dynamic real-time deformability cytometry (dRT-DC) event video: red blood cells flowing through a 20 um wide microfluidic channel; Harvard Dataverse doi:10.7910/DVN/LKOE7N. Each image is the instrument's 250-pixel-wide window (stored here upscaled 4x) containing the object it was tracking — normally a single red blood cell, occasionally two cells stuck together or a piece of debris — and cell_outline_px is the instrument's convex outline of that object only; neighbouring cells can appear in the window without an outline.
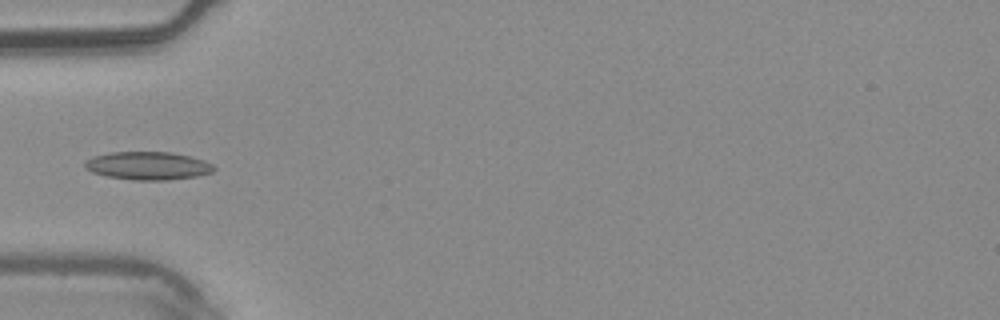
{"species": "common noctule bat (a hibernating species)", "species_latin": "Nyctalus noctula", "temperature_condition": "warm", "stored_images_in_passage": 4, "camera_frame_rate_fps": 3000, "um_per_image_px": 0.085, "animal": {"sex": "male", "body_mass_g": 20.4}, "frame": {"image": 1, "passage_image": 4, "time_ms": 1.0, "image_size_px": [1000, 320], "cell_outline_px": [[216, 168], [212, 172], [196, 176], [168, 180], [132, 180], [108, 176], [92, 172], [84, 168], [84, 164], [92, 156], [112, 152], [172, 152], [204, 160], [212, 164]], "centroid_in_image_um": [12.57, 14.09], "position_along_channel_um": 72.4, "area_um2": 21.04}}